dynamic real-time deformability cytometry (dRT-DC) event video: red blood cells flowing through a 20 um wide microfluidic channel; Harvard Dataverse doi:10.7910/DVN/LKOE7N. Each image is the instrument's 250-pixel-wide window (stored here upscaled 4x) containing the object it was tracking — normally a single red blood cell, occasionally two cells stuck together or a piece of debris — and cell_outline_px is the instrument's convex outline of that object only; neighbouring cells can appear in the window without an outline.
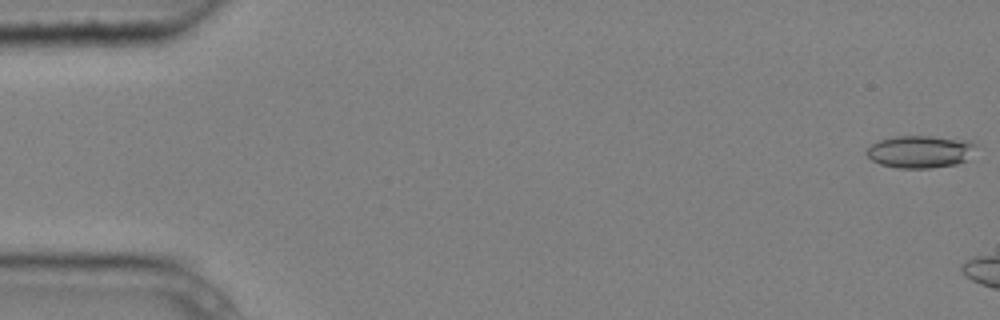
{"species": "common noctule bat (a hibernating species)", "species_latin": "Nyctalus noctula", "temperature_condition": "cold", "stored_images_in_passage": 3, "camera_frame_rate_fps": 3000, "um_per_image_px": 0.085, "animal": {"sex": "male", "body_mass_g": 20.4}, "frame": {"image": 1, "passage_image": 1, "time_ms": 0.0, "image_size_px": [1000, 320], "cell_outline_px": [[976, 144], [964, 160], [956, 164], [932, 168], [900, 168], [880, 164], [872, 160], [864, 152], [872, 144], [880, 140], [896, 136], [932, 136], [972, 140]], "centroid_in_image_um": [78.18, 12.88], "position_along_channel_um": 6.8, "area_um2": 20.46}}